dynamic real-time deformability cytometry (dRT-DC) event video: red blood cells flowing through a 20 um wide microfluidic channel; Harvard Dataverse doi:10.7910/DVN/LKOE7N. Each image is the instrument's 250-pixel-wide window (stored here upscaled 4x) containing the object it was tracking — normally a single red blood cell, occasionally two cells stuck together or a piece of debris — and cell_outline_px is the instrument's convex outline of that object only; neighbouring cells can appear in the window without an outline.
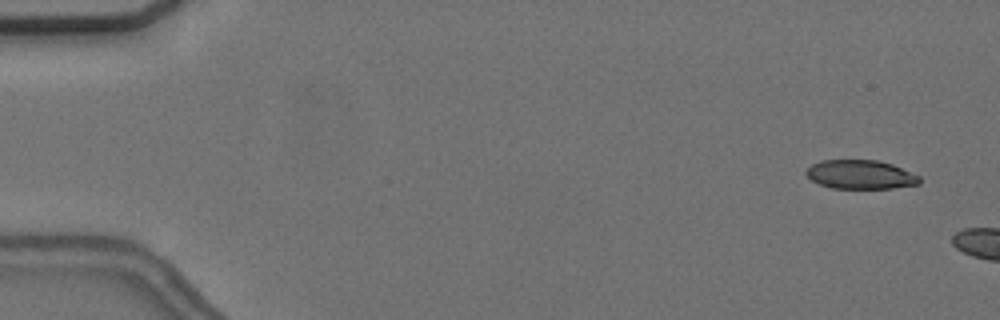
{"species": "common noctule bat (a hibernating species)", "species_latin": "Nyctalus noctula", "temperature_condition": "cold", "stored_images_in_passage": 3, "camera_frame_rate_fps": 3000, "um_per_image_px": 0.085, "animal": {"sex": "female", "body_mass_g": 24.6, "forearm_length_mm": 56.2}, "frame": {"image": 1, "passage_image": 1, "time_ms": 0.0, "image_size_px": [1000, 320], "cell_outline_px": [[920, 184], [892, 188], [832, 188], [820, 184], [812, 180], [804, 172], [812, 164], [820, 160], [876, 160], [892, 164], [920, 176]], "centroid_in_image_um": [73.14, 14.83], "position_along_channel_um": 11.9, "area_um2": 19.02}}